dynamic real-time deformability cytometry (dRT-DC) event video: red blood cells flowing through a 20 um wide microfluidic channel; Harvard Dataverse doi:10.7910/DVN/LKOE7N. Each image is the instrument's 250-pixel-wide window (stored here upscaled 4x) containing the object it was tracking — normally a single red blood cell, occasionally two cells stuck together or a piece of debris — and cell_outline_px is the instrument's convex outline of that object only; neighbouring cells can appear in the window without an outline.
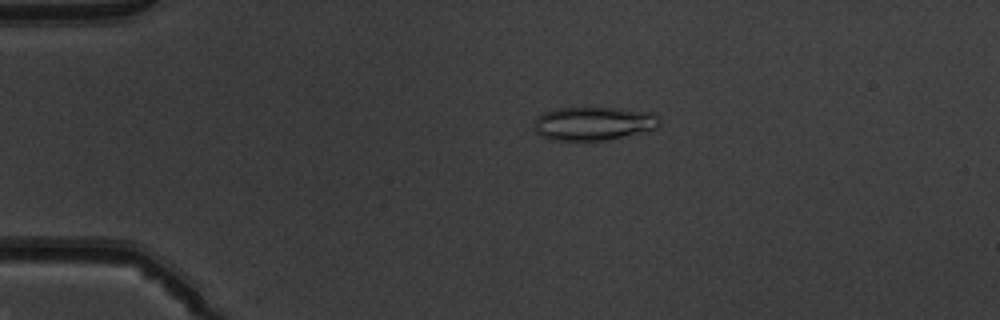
{"species": "common noctule bat (a hibernating species)", "species_latin": "Nyctalus noctula", "temperature_condition": "warm", "stored_images_in_passage": 42, "camera_frame_rate_fps": 3000, "um_per_image_px": 0.085, "animal": {"sex": "male", "body_mass_g": 19.5, "forearm_length_mm": 54.6}, "frame": {"image": 1, "passage_image": 2, "time_ms": 0.333, "image_size_px": [1000, 320], "cell_outline_px": [[660, 124], [656, 128], [608, 140], [552, 140], [540, 136], [532, 128], [536, 116], [544, 112], [556, 108], [620, 108], [652, 112], [660, 120]], "centroid_in_image_um": [50.4, 10.49], "position_along_channel_um": 34.6, "area_um2": 24.62}}
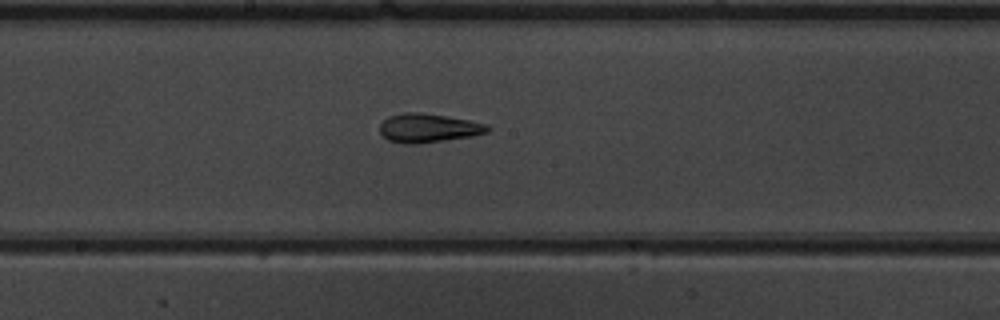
{"frame": {"image": 2, "passage_image": 19, "time_ms": 6.0, "image_size_px": [1000, 320], "cell_outline_px": [[492, 128], [488, 132], [472, 136], [420, 144], [404, 144], [388, 140], [380, 132], [380, 124], [388, 116], [404, 112], [420, 112], [468, 120], [488, 124]], "centroid_in_image_um": [36.41, 10.89], "position_along_channel_um": 211.8, "area_um2": 18.21}}
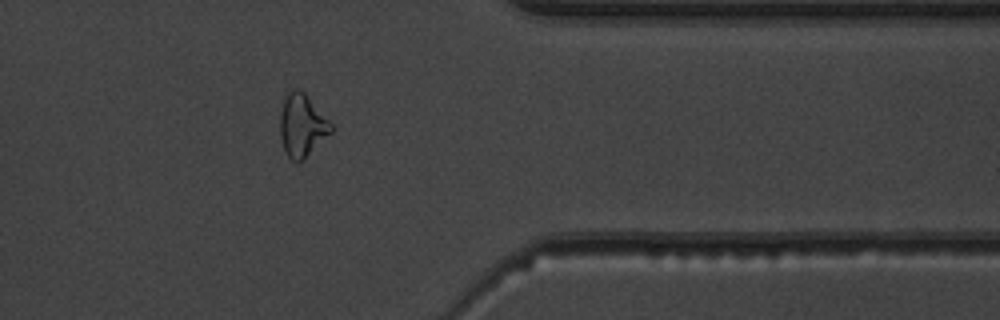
{"frame": {"image": 3, "passage_image": 33, "time_ms": 10.667, "image_size_px": [1000, 320], "cell_outline_px": [[332, 132], [300, 160], [292, 160], [284, 152], [280, 136], [280, 112], [284, 92], [292, 88], [296, 88], [304, 92], [332, 124]], "centroid_in_image_um": [25.62, 10.58], "position_along_channel_um": 385.8, "area_um2": 18.44}, "authors_computed_cell_mechanics": {"area_um2": 18.2937, "velocity_mm_per_s": 3.9701, "shape_relaxation_time_tau1_ms": null, "shape_relaxation_time_tau2_ms": 3.3346, "deformation_change_tau1": null, "deformation_change_tau2": 0.1161}}